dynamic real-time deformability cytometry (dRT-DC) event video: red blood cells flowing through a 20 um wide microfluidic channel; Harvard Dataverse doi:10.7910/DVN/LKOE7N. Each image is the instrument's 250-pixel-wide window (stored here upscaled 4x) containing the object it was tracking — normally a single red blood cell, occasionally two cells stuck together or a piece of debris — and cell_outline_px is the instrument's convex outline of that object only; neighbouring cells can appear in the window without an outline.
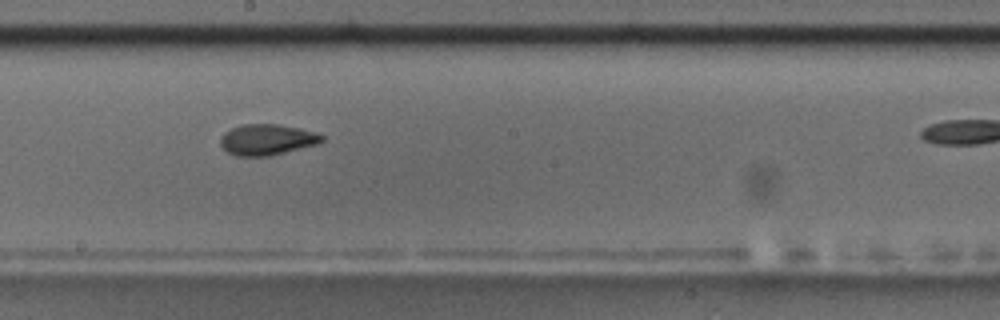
{"species": "common noctule bat (a hibernating species)", "species_latin": "Nyctalus noctula", "temperature_condition": "room temperature", "stored_images_in_passage": 13, "camera_frame_rate_fps": 3000, "um_per_image_px": 0.085, "animal": {"sex": "male", "body_mass_g": 17.5, "forearm_length_mm": 52.3}, "frame": {"image": 1, "passage_image": 6, "time_ms": 5.667, "image_size_px": [1000, 320], "cell_outline_px": [[324, 140], [316, 144], [268, 156], [236, 156], [228, 152], [220, 144], [220, 136], [224, 132], [240, 124], [276, 124], [300, 128], [324, 136]], "centroid_in_image_um": [22.65, 11.86], "position_along_channel_um": 225.6, "area_um2": 18.09}, "authors_computed_cell_mechanics": {"area_um2": 18.0914, "velocity_mm_per_s": 3.5949, "shape_relaxation_time_tau1_ms": null, "shape_relaxation_time_tau2_ms": 2.9507, "deformation_change_tau1": null, "deformation_change_tau2": 0.0587}}